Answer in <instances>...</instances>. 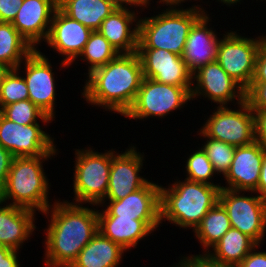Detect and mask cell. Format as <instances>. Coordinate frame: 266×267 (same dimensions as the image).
<instances>
[{
    "instance_id": "44dd1931",
    "label": "cell",
    "mask_w": 266,
    "mask_h": 267,
    "mask_svg": "<svg viewBox=\"0 0 266 267\" xmlns=\"http://www.w3.org/2000/svg\"><path fill=\"white\" fill-rule=\"evenodd\" d=\"M161 220H135L120 216H98V231L126 251L159 227ZM128 249V250H127Z\"/></svg>"
},
{
    "instance_id": "8d00e7d4",
    "label": "cell",
    "mask_w": 266,
    "mask_h": 267,
    "mask_svg": "<svg viewBox=\"0 0 266 267\" xmlns=\"http://www.w3.org/2000/svg\"><path fill=\"white\" fill-rule=\"evenodd\" d=\"M24 0H0V22H12Z\"/></svg>"
},
{
    "instance_id": "2e32d148",
    "label": "cell",
    "mask_w": 266,
    "mask_h": 267,
    "mask_svg": "<svg viewBox=\"0 0 266 267\" xmlns=\"http://www.w3.org/2000/svg\"><path fill=\"white\" fill-rule=\"evenodd\" d=\"M144 78L173 86H192V74L182 56L154 48H137Z\"/></svg>"
},
{
    "instance_id": "5bb4252c",
    "label": "cell",
    "mask_w": 266,
    "mask_h": 267,
    "mask_svg": "<svg viewBox=\"0 0 266 267\" xmlns=\"http://www.w3.org/2000/svg\"><path fill=\"white\" fill-rule=\"evenodd\" d=\"M144 158V153L137 152L134 145L123 153H117L112 149L109 185L104 200L125 198L149 182L139 174L143 168Z\"/></svg>"
},
{
    "instance_id": "74e56055",
    "label": "cell",
    "mask_w": 266,
    "mask_h": 267,
    "mask_svg": "<svg viewBox=\"0 0 266 267\" xmlns=\"http://www.w3.org/2000/svg\"><path fill=\"white\" fill-rule=\"evenodd\" d=\"M255 118V141L266 149V109L253 110Z\"/></svg>"
},
{
    "instance_id": "e575fe53",
    "label": "cell",
    "mask_w": 266,
    "mask_h": 267,
    "mask_svg": "<svg viewBox=\"0 0 266 267\" xmlns=\"http://www.w3.org/2000/svg\"><path fill=\"white\" fill-rule=\"evenodd\" d=\"M190 267H239V265L214 260L207 253L185 257Z\"/></svg>"
},
{
    "instance_id": "d590c367",
    "label": "cell",
    "mask_w": 266,
    "mask_h": 267,
    "mask_svg": "<svg viewBox=\"0 0 266 267\" xmlns=\"http://www.w3.org/2000/svg\"><path fill=\"white\" fill-rule=\"evenodd\" d=\"M252 83H266V38L262 41L257 53Z\"/></svg>"
},
{
    "instance_id": "e0dca14e",
    "label": "cell",
    "mask_w": 266,
    "mask_h": 267,
    "mask_svg": "<svg viewBox=\"0 0 266 267\" xmlns=\"http://www.w3.org/2000/svg\"><path fill=\"white\" fill-rule=\"evenodd\" d=\"M98 216H120L135 220H160V185L149 181L144 187L119 200H103ZM103 204V205H102ZM100 211V212H99Z\"/></svg>"
},
{
    "instance_id": "60d3db41",
    "label": "cell",
    "mask_w": 266,
    "mask_h": 267,
    "mask_svg": "<svg viewBox=\"0 0 266 267\" xmlns=\"http://www.w3.org/2000/svg\"><path fill=\"white\" fill-rule=\"evenodd\" d=\"M18 254L19 252L17 250L4 247L1 250L0 267H20L21 264L18 261Z\"/></svg>"
},
{
    "instance_id": "b9f144b4",
    "label": "cell",
    "mask_w": 266,
    "mask_h": 267,
    "mask_svg": "<svg viewBox=\"0 0 266 267\" xmlns=\"http://www.w3.org/2000/svg\"><path fill=\"white\" fill-rule=\"evenodd\" d=\"M255 193L266 199V149L264 151L259 182Z\"/></svg>"
},
{
    "instance_id": "ba28073f",
    "label": "cell",
    "mask_w": 266,
    "mask_h": 267,
    "mask_svg": "<svg viewBox=\"0 0 266 267\" xmlns=\"http://www.w3.org/2000/svg\"><path fill=\"white\" fill-rule=\"evenodd\" d=\"M223 35L218 45L216 61L246 90L253 81L257 53L266 36L248 38L232 30Z\"/></svg>"
},
{
    "instance_id": "3957f363",
    "label": "cell",
    "mask_w": 266,
    "mask_h": 267,
    "mask_svg": "<svg viewBox=\"0 0 266 267\" xmlns=\"http://www.w3.org/2000/svg\"><path fill=\"white\" fill-rule=\"evenodd\" d=\"M169 188L160 185V224L167 220L183 229H194L208 211L219 202L222 186L175 181Z\"/></svg>"
},
{
    "instance_id": "9a60e30c",
    "label": "cell",
    "mask_w": 266,
    "mask_h": 267,
    "mask_svg": "<svg viewBox=\"0 0 266 267\" xmlns=\"http://www.w3.org/2000/svg\"><path fill=\"white\" fill-rule=\"evenodd\" d=\"M93 31L76 20L71 19L59 8L54 12L48 38L45 42L64 58L62 67L69 68L84 49Z\"/></svg>"
},
{
    "instance_id": "4dcf8cb0",
    "label": "cell",
    "mask_w": 266,
    "mask_h": 267,
    "mask_svg": "<svg viewBox=\"0 0 266 267\" xmlns=\"http://www.w3.org/2000/svg\"><path fill=\"white\" fill-rule=\"evenodd\" d=\"M198 132L200 137L203 136L207 140L201 148L212 163L214 171L217 175L218 173L219 175L223 174L224 177L231 166L235 146L210 137H205L201 131Z\"/></svg>"
},
{
    "instance_id": "8fae6325",
    "label": "cell",
    "mask_w": 266,
    "mask_h": 267,
    "mask_svg": "<svg viewBox=\"0 0 266 267\" xmlns=\"http://www.w3.org/2000/svg\"><path fill=\"white\" fill-rule=\"evenodd\" d=\"M50 136L40 124L19 125L0 113V145L14 157L57 155Z\"/></svg>"
},
{
    "instance_id": "ac0fdd59",
    "label": "cell",
    "mask_w": 266,
    "mask_h": 267,
    "mask_svg": "<svg viewBox=\"0 0 266 267\" xmlns=\"http://www.w3.org/2000/svg\"><path fill=\"white\" fill-rule=\"evenodd\" d=\"M57 8L58 0H24L11 23L34 49H38L37 44L48 38Z\"/></svg>"
},
{
    "instance_id": "f1b7e54d",
    "label": "cell",
    "mask_w": 266,
    "mask_h": 267,
    "mask_svg": "<svg viewBox=\"0 0 266 267\" xmlns=\"http://www.w3.org/2000/svg\"><path fill=\"white\" fill-rule=\"evenodd\" d=\"M118 54L119 52L102 34L98 31H93L78 58L90 65H88V75L93 70L107 64Z\"/></svg>"
},
{
    "instance_id": "7dc6e473",
    "label": "cell",
    "mask_w": 266,
    "mask_h": 267,
    "mask_svg": "<svg viewBox=\"0 0 266 267\" xmlns=\"http://www.w3.org/2000/svg\"><path fill=\"white\" fill-rule=\"evenodd\" d=\"M217 1H219L220 3L226 4L227 6H231L235 4L237 5V2L239 4L241 0H217Z\"/></svg>"
},
{
    "instance_id": "7402d4cb",
    "label": "cell",
    "mask_w": 266,
    "mask_h": 267,
    "mask_svg": "<svg viewBox=\"0 0 266 267\" xmlns=\"http://www.w3.org/2000/svg\"><path fill=\"white\" fill-rule=\"evenodd\" d=\"M129 9L130 7H118L104 19L97 30L119 53L137 51L139 19L138 14Z\"/></svg>"
},
{
    "instance_id": "d6986e66",
    "label": "cell",
    "mask_w": 266,
    "mask_h": 267,
    "mask_svg": "<svg viewBox=\"0 0 266 267\" xmlns=\"http://www.w3.org/2000/svg\"><path fill=\"white\" fill-rule=\"evenodd\" d=\"M265 149L257 142L235 147L229 171L224 176L226 186L221 188L242 192L257 190Z\"/></svg>"
},
{
    "instance_id": "cb8c5ba5",
    "label": "cell",
    "mask_w": 266,
    "mask_h": 267,
    "mask_svg": "<svg viewBox=\"0 0 266 267\" xmlns=\"http://www.w3.org/2000/svg\"><path fill=\"white\" fill-rule=\"evenodd\" d=\"M124 252L125 249L98 231L70 267H118Z\"/></svg>"
},
{
    "instance_id": "4fadbf2b",
    "label": "cell",
    "mask_w": 266,
    "mask_h": 267,
    "mask_svg": "<svg viewBox=\"0 0 266 267\" xmlns=\"http://www.w3.org/2000/svg\"><path fill=\"white\" fill-rule=\"evenodd\" d=\"M23 76L31 100L52 120L55 118L56 86L51 62L39 49H34L22 62Z\"/></svg>"
},
{
    "instance_id": "7c38bea8",
    "label": "cell",
    "mask_w": 266,
    "mask_h": 267,
    "mask_svg": "<svg viewBox=\"0 0 266 267\" xmlns=\"http://www.w3.org/2000/svg\"><path fill=\"white\" fill-rule=\"evenodd\" d=\"M192 81H196L192 83V100L202 95L219 106H228L229 102L238 105L245 101V89L216 60L195 72Z\"/></svg>"
},
{
    "instance_id": "4316f807",
    "label": "cell",
    "mask_w": 266,
    "mask_h": 267,
    "mask_svg": "<svg viewBox=\"0 0 266 267\" xmlns=\"http://www.w3.org/2000/svg\"><path fill=\"white\" fill-rule=\"evenodd\" d=\"M230 228L231 224L228 214L218 202L203 217L193 232L204 248V253H207Z\"/></svg>"
},
{
    "instance_id": "bcb514c9",
    "label": "cell",
    "mask_w": 266,
    "mask_h": 267,
    "mask_svg": "<svg viewBox=\"0 0 266 267\" xmlns=\"http://www.w3.org/2000/svg\"><path fill=\"white\" fill-rule=\"evenodd\" d=\"M177 264L175 266H172V267H190L187 259L184 256L181 257L180 261Z\"/></svg>"
},
{
    "instance_id": "8992f818",
    "label": "cell",
    "mask_w": 266,
    "mask_h": 267,
    "mask_svg": "<svg viewBox=\"0 0 266 267\" xmlns=\"http://www.w3.org/2000/svg\"><path fill=\"white\" fill-rule=\"evenodd\" d=\"M75 150L72 184L75 198L70 203H89L97 207L105 199L108 190L112 149L105 153L93 151L90 147Z\"/></svg>"
},
{
    "instance_id": "d6a6232c",
    "label": "cell",
    "mask_w": 266,
    "mask_h": 267,
    "mask_svg": "<svg viewBox=\"0 0 266 267\" xmlns=\"http://www.w3.org/2000/svg\"><path fill=\"white\" fill-rule=\"evenodd\" d=\"M191 155L187 158L185 169H186V180L193 182L206 183L212 186H221V184H214L211 178L213 175H216L213 165L207 157L206 153L199 148L196 151H193Z\"/></svg>"
},
{
    "instance_id": "f35d334b",
    "label": "cell",
    "mask_w": 266,
    "mask_h": 267,
    "mask_svg": "<svg viewBox=\"0 0 266 267\" xmlns=\"http://www.w3.org/2000/svg\"><path fill=\"white\" fill-rule=\"evenodd\" d=\"M261 246L257 244L249 254L241 261L239 267H266V252H260ZM258 250V251H257Z\"/></svg>"
},
{
    "instance_id": "603a6c76",
    "label": "cell",
    "mask_w": 266,
    "mask_h": 267,
    "mask_svg": "<svg viewBox=\"0 0 266 267\" xmlns=\"http://www.w3.org/2000/svg\"><path fill=\"white\" fill-rule=\"evenodd\" d=\"M35 213L0 201V245L19 251L36 229Z\"/></svg>"
},
{
    "instance_id": "1f68e13d",
    "label": "cell",
    "mask_w": 266,
    "mask_h": 267,
    "mask_svg": "<svg viewBox=\"0 0 266 267\" xmlns=\"http://www.w3.org/2000/svg\"><path fill=\"white\" fill-rule=\"evenodd\" d=\"M21 64L11 69L0 87V109L22 100L29 99L27 84L20 75Z\"/></svg>"
},
{
    "instance_id": "f546056e",
    "label": "cell",
    "mask_w": 266,
    "mask_h": 267,
    "mask_svg": "<svg viewBox=\"0 0 266 267\" xmlns=\"http://www.w3.org/2000/svg\"><path fill=\"white\" fill-rule=\"evenodd\" d=\"M0 113L19 125L39 124L37 121L39 118L44 124L53 121L29 99L4 106L0 109Z\"/></svg>"
},
{
    "instance_id": "9c48e42d",
    "label": "cell",
    "mask_w": 266,
    "mask_h": 267,
    "mask_svg": "<svg viewBox=\"0 0 266 267\" xmlns=\"http://www.w3.org/2000/svg\"><path fill=\"white\" fill-rule=\"evenodd\" d=\"M238 109L218 106L200 131L210 137L227 144L240 147L255 141V118L249 104L244 101Z\"/></svg>"
},
{
    "instance_id": "d4e9b609",
    "label": "cell",
    "mask_w": 266,
    "mask_h": 267,
    "mask_svg": "<svg viewBox=\"0 0 266 267\" xmlns=\"http://www.w3.org/2000/svg\"><path fill=\"white\" fill-rule=\"evenodd\" d=\"M58 8L71 19L97 31L118 6L111 0H58Z\"/></svg>"
},
{
    "instance_id": "7a4b0ae2",
    "label": "cell",
    "mask_w": 266,
    "mask_h": 267,
    "mask_svg": "<svg viewBox=\"0 0 266 267\" xmlns=\"http://www.w3.org/2000/svg\"><path fill=\"white\" fill-rule=\"evenodd\" d=\"M87 77L82 92L86 102L122 116L132 106L144 78L137 52L119 53Z\"/></svg>"
},
{
    "instance_id": "5b68a950",
    "label": "cell",
    "mask_w": 266,
    "mask_h": 267,
    "mask_svg": "<svg viewBox=\"0 0 266 267\" xmlns=\"http://www.w3.org/2000/svg\"><path fill=\"white\" fill-rule=\"evenodd\" d=\"M53 156L14 157L0 201L44 213L50 206L49 181L43 162Z\"/></svg>"
},
{
    "instance_id": "277c9868",
    "label": "cell",
    "mask_w": 266,
    "mask_h": 267,
    "mask_svg": "<svg viewBox=\"0 0 266 267\" xmlns=\"http://www.w3.org/2000/svg\"><path fill=\"white\" fill-rule=\"evenodd\" d=\"M176 7L170 6L156 16L139 19L137 48L164 49L183 55L191 28L208 12H205L200 5L186 9Z\"/></svg>"
},
{
    "instance_id": "484cf974",
    "label": "cell",
    "mask_w": 266,
    "mask_h": 267,
    "mask_svg": "<svg viewBox=\"0 0 266 267\" xmlns=\"http://www.w3.org/2000/svg\"><path fill=\"white\" fill-rule=\"evenodd\" d=\"M256 245L248 235L231 227L207 254L216 261L239 265Z\"/></svg>"
},
{
    "instance_id": "6da1fadb",
    "label": "cell",
    "mask_w": 266,
    "mask_h": 267,
    "mask_svg": "<svg viewBox=\"0 0 266 267\" xmlns=\"http://www.w3.org/2000/svg\"><path fill=\"white\" fill-rule=\"evenodd\" d=\"M49 213L51 221L44 230L45 264L47 267H70L98 232V210L55 200L42 215L49 216Z\"/></svg>"
},
{
    "instance_id": "c3c4849f",
    "label": "cell",
    "mask_w": 266,
    "mask_h": 267,
    "mask_svg": "<svg viewBox=\"0 0 266 267\" xmlns=\"http://www.w3.org/2000/svg\"><path fill=\"white\" fill-rule=\"evenodd\" d=\"M4 248V246L0 245V256H1V250Z\"/></svg>"
},
{
    "instance_id": "f6af8a7d",
    "label": "cell",
    "mask_w": 266,
    "mask_h": 267,
    "mask_svg": "<svg viewBox=\"0 0 266 267\" xmlns=\"http://www.w3.org/2000/svg\"><path fill=\"white\" fill-rule=\"evenodd\" d=\"M185 1L186 0H160V1L158 0L157 3H159V4L162 3L163 5L165 4L166 6H176L177 5V7H178L179 5H181L182 2L185 3ZM149 4H151L150 0H147V5L149 6Z\"/></svg>"
},
{
    "instance_id": "ab89813d",
    "label": "cell",
    "mask_w": 266,
    "mask_h": 267,
    "mask_svg": "<svg viewBox=\"0 0 266 267\" xmlns=\"http://www.w3.org/2000/svg\"><path fill=\"white\" fill-rule=\"evenodd\" d=\"M14 156L0 145V196L4 190Z\"/></svg>"
},
{
    "instance_id": "52a82bcc",
    "label": "cell",
    "mask_w": 266,
    "mask_h": 267,
    "mask_svg": "<svg viewBox=\"0 0 266 267\" xmlns=\"http://www.w3.org/2000/svg\"><path fill=\"white\" fill-rule=\"evenodd\" d=\"M191 90L192 86H173L143 78L136 98L124 117L134 120L149 117L164 119L191 100Z\"/></svg>"
},
{
    "instance_id": "83f0119b",
    "label": "cell",
    "mask_w": 266,
    "mask_h": 267,
    "mask_svg": "<svg viewBox=\"0 0 266 267\" xmlns=\"http://www.w3.org/2000/svg\"><path fill=\"white\" fill-rule=\"evenodd\" d=\"M33 50L11 22H0V62L16 69Z\"/></svg>"
},
{
    "instance_id": "7bdbcfd3",
    "label": "cell",
    "mask_w": 266,
    "mask_h": 267,
    "mask_svg": "<svg viewBox=\"0 0 266 267\" xmlns=\"http://www.w3.org/2000/svg\"><path fill=\"white\" fill-rule=\"evenodd\" d=\"M113 1L118 7H127L130 5V7H145L147 8V0H111Z\"/></svg>"
},
{
    "instance_id": "ee69618b",
    "label": "cell",
    "mask_w": 266,
    "mask_h": 267,
    "mask_svg": "<svg viewBox=\"0 0 266 267\" xmlns=\"http://www.w3.org/2000/svg\"><path fill=\"white\" fill-rule=\"evenodd\" d=\"M11 69L12 68L9 67L8 65L0 62V87L2 83L4 82L6 75L10 72Z\"/></svg>"
},
{
    "instance_id": "836d02e7",
    "label": "cell",
    "mask_w": 266,
    "mask_h": 267,
    "mask_svg": "<svg viewBox=\"0 0 266 267\" xmlns=\"http://www.w3.org/2000/svg\"><path fill=\"white\" fill-rule=\"evenodd\" d=\"M245 101L252 110L266 109V83H251L245 90Z\"/></svg>"
},
{
    "instance_id": "ffe728a7",
    "label": "cell",
    "mask_w": 266,
    "mask_h": 267,
    "mask_svg": "<svg viewBox=\"0 0 266 267\" xmlns=\"http://www.w3.org/2000/svg\"><path fill=\"white\" fill-rule=\"evenodd\" d=\"M210 20L209 14H204L191 28L185 43L182 59L192 75L216 60L221 38L210 27Z\"/></svg>"
},
{
    "instance_id": "30bf717a",
    "label": "cell",
    "mask_w": 266,
    "mask_h": 267,
    "mask_svg": "<svg viewBox=\"0 0 266 267\" xmlns=\"http://www.w3.org/2000/svg\"><path fill=\"white\" fill-rule=\"evenodd\" d=\"M241 193L221 188L219 203L226 210L232 228L245 233L257 244H263L266 236V199L255 192V196Z\"/></svg>"
}]
</instances>
